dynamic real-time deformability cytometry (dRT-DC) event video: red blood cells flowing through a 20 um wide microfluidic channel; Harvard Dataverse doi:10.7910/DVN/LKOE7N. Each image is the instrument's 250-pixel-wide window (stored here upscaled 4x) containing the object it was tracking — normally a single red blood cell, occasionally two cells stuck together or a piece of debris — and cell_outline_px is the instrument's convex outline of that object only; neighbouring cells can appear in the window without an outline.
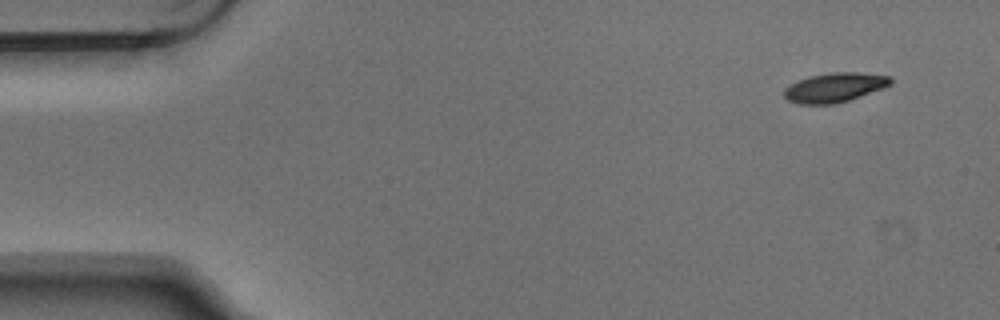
{"species": "Egyptian fruit bat (a non-hibernating species)", "species_latin": "Rousettus aegyptiacus", "temperature_condition": "warm", "stored_images_in_passage": 5, "camera_frame_rate_fps": 3000, "um_per_image_px": 0.085, "animal": {"sex": "male"}, "frame": {"image": 1, "passage_image": 1, "time_ms": 0.0, "image_size_px": [1000, 320], "cell_outline_px": [[892, 84], [884, 88], [836, 104], [800, 104], [788, 100], [784, 96], [784, 88], [796, 80], [808, 76], [828, 72], [856, 72], [892, 76]], "centroid_in_image_um": [70.94, 7.42], "position_along_channel_um": 14.1, "area_um2": 18.44}}
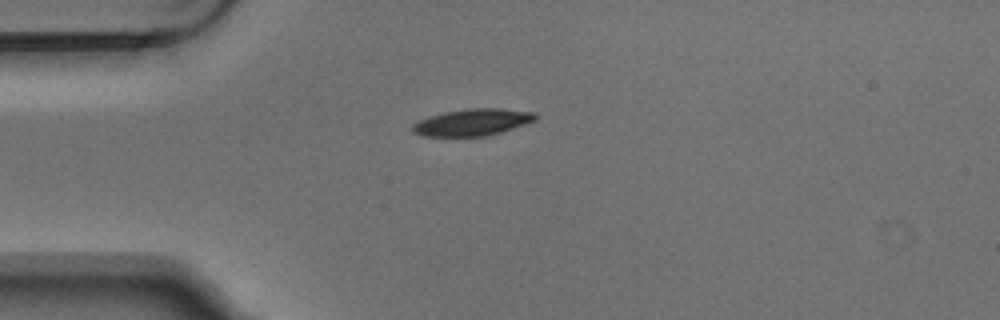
{"frame": {"image": 2, "passage_image": 3, "time_ms": 0.667, "image_size_px": [1000, 320], "cell_outline_px": [[536, 120], [500, 132], [484, 136], [424, 136], [412, 132], [412, 124], [420, 120], [444, 112], [472, 108], [500, 108], [536, 112]], "centroid_in_image_um": [40.16, 10.39], "position_along_channel_um": 44.8, "area_um2": 18.96}}
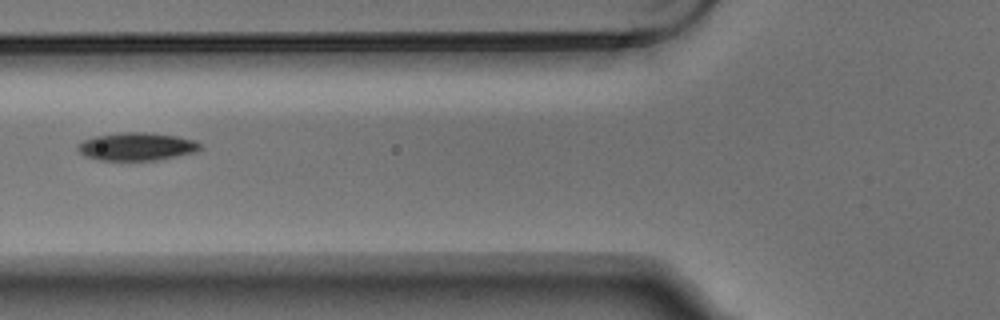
{"frame": {"image": 3, "passage_image": 5, "time_ms": 1.333, "image_size_px": [1000, 320], "cell_outline_px": [[200, 148], [196, 152], [160, 160], [100, 160], [84, 156], [76, 148], [76, 144], [84, 140], [96, 136], [120, 132], [144, 132], [176, 136], [196, 140], [200, 144]], "centroid_in_image_um": [11.61, 12.46], "position_along_channel_um": 114.2, "area_um2": 20.0}}